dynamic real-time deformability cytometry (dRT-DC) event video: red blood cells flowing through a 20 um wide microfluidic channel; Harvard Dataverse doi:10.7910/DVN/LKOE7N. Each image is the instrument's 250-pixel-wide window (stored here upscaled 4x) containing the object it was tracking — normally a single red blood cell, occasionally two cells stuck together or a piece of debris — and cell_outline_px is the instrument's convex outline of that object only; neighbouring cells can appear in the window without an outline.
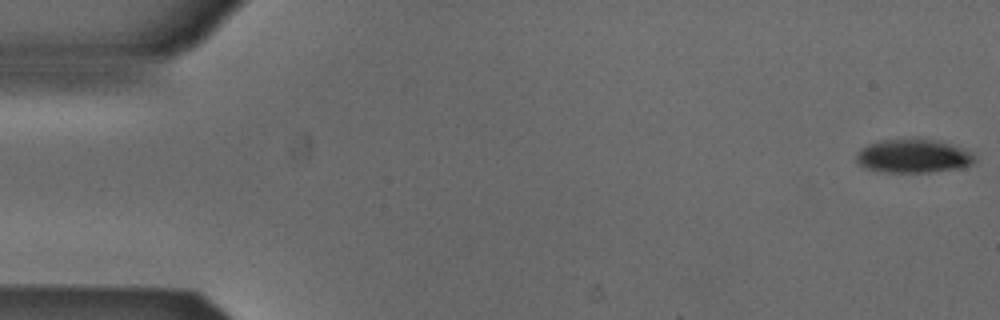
{"species": "Egyptian fruit bat (a non-hibernating species)", "species_latin": "Rousettus aegyptiacus", "temperature_condition": "cold", "stored_images_in_passage": 53, "camera_frame_rate_fps": 3000, "um_per_image_px": 0.085, "animal": {"sex": "male"}, "frame": {"image": 1, "passage_image": 1, "time_ms": 0.0, "image_size_px": [1000, 320], "cell_outline_px": [[976, 160], [972, 164], [960, 168], [932, 172], [884, 172], [864, 168], [856, 160], [856, 156], [868, 144], [880, 140], [940, 140], [964, 148], [972, 152], [976, 156]], "centroid_in_image_um": [77.7, 13.28], "position_along_channel_um": 7.3, "area_um2": 23.06}}
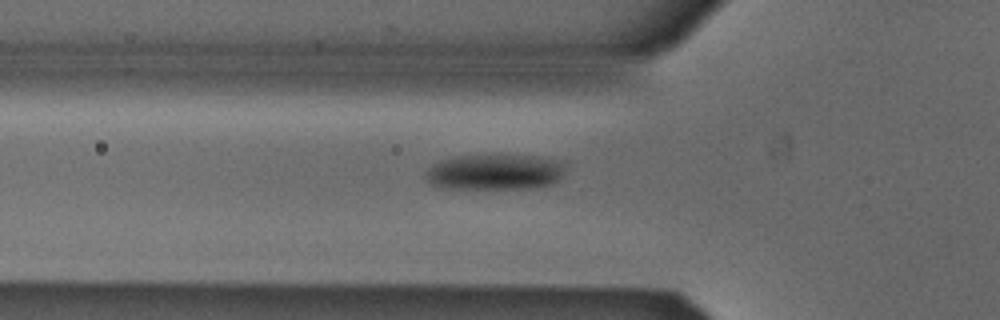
{"frame": {"image": 2, "passage_image": 18, "time_ms": 5.667, "image_size_px": [1000, 320], "cell_outline_px": [[568, 164], [560, 180], [552, 184], [536, 188], [440, 188], [424, 180], [424, 172], [432, 164], [440, 160], [456, 156], [536, 156], [568, 160]], "centroid_in_image_um": [42.12, 14.62], "position_along_channel_um": 83.7, "area_um2": 29.59}}
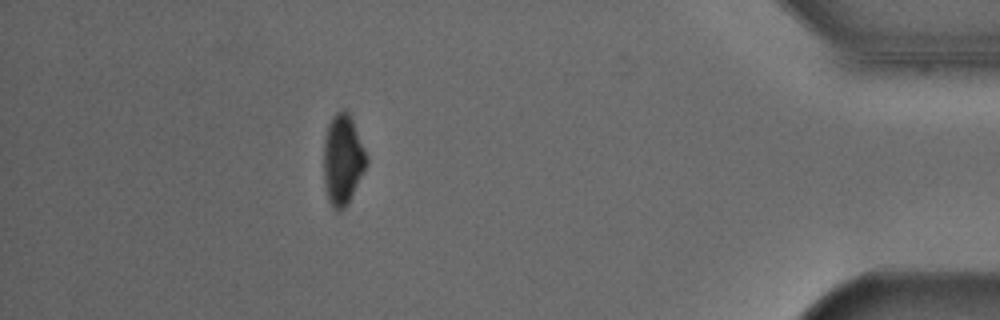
{"frame": {"image": 3, "passage_image": 47, "time_ms": 15.333, "image_size_px": [1000, 320], "cell_outline_px": [[368, 164], [348, 204], [340, 212], [336, 212], [332, 208], [328, 200], [324, 184], [324, 136], [328, 124], [332, 116], [340, 108], [344, 108], [348, 112], [352, 120], [368, 156]], "centroid_in_image_um": [29.13, 13.58], "position_along_channel_um": 406.1, "area_um2": 22.95}, "authors_computed_cell_mechanics": {"area_um2": 26.6458, "velocity_mm_per_s": 3.8782, "shape_relaxation_time_tau1_ms": 5.3358, "shape_relaxation_time_tau2_ms": null, "deformation_change_tau1": 0.138, "deformation_change_tau2": null}}